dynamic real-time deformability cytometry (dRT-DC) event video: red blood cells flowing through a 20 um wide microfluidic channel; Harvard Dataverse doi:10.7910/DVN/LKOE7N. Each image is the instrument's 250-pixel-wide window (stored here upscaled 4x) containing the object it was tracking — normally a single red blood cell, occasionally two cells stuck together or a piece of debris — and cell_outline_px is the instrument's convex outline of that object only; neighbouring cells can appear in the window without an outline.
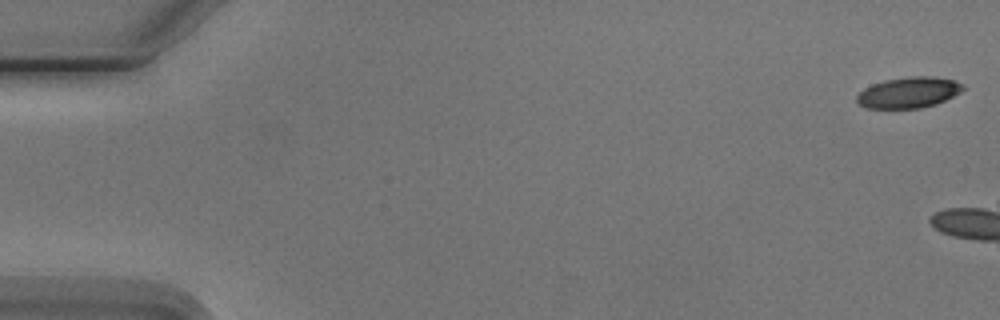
{"species": "Egyptian fruit bat (a non-hibernating species)", "species_latin": "Rousettus aegyptiacus", "temperature_condition": "cold", "stored_images_in_passage": 3, "camera_frame_rate_fps": 3000, "um_per_image_px": 0.085, "animal": {"sex": "male"}, "frame": {"image": 1, "passage_image": 1, "time_ms": 0.0, "image_size_px": [1000, 320], "cell_outline_px": [[964, 88], [960, 92], [936, 104], [920, 108], [864, 108], [856, 100], [856, 96], [864, 88], [872, 84], [884, 80], [908, 76], [932, 76], [952, 80], [960, 84]], "centroid_in_image_um": [77.18, 7.86], "position_along_channel_um": 7.8, "area_um2": 18.96}}